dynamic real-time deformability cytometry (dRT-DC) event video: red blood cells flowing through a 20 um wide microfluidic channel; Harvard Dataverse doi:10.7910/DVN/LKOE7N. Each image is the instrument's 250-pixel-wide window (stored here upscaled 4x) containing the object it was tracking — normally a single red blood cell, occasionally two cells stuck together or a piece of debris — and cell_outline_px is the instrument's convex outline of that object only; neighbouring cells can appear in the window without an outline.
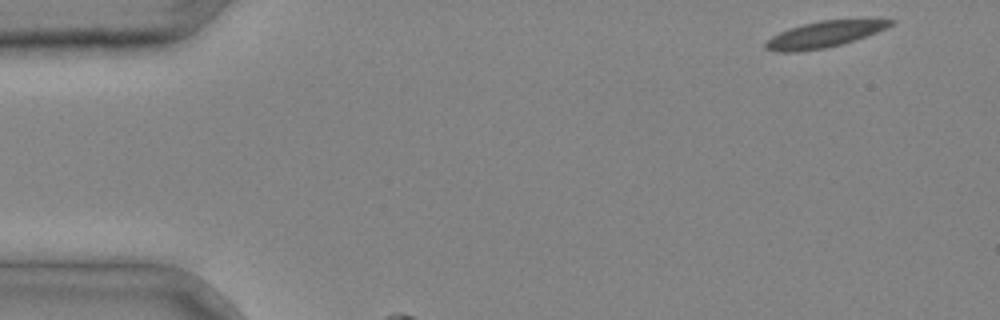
{"species": "common noctule bat (a hibernating species)", "species_latin": "Nyctalus noctula", "temperature_condition": "cold", "stored_images_in_passage": 8, "camera_frame_rate_fps": 3000, "um_per_image_px": 0.085, "animal": {"sex": "male", "body_mass_g": 20.4}, "frame": {"image": 1, "passage_image": 1, "time_ms": 0.0, "image_size_px": [1000, 320], "cell_outline_px": [[896, 20], [892, 24], [876, 32], [840, 44], [824, 48], [796, 52], [780, 52], [764, 48], [764, 40], [780, 32], [804, 24], [820, 20]], "centroid_in_image_um": [69.95, 2.94], "position_along_channel_um": 15.1, "area_um2": 18.44}}
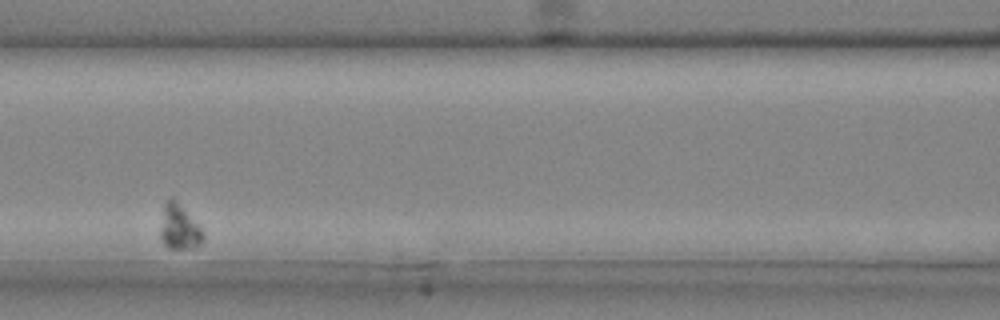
{"frame": {"image": 2, "passage_image": 4, "time_ms": 1.0, "image_size_px": [1000, 320], "cell_outline_px": [[204, 240], [200, 244], [188, 248], [168, 248], [164, 244], [160, 236], [160, 228], [164, 204], [168, 200], [176, 200], [204, 232]], "centroid_in_image_um": [15.23, 19.34], "position_along_channel_um": 151.4, "area_um2": 10.87}}
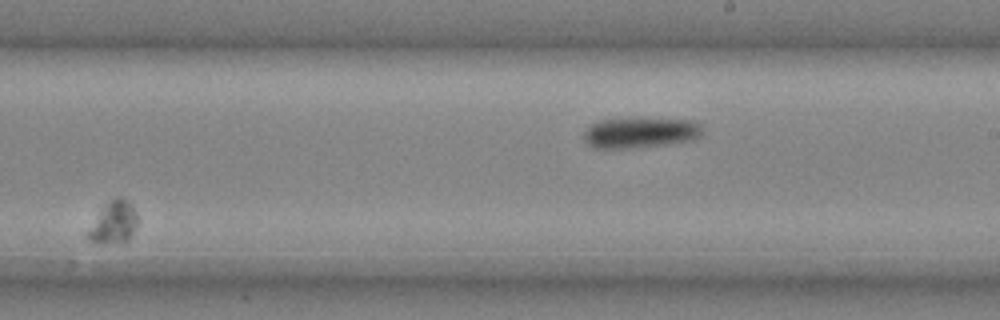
{"frame": {"image": 3, "passage_image": 7, "time_ms": 2.0, "image_size_px": [1000, 320], "cell_outline_px": [[140, 220], [128, 240], [96, 244], [88, 240], [84, 236], [84, 232], [100, 212], [116, 196], [120, 196], [136, 212]], "centroid_in_image_um": [9.61, 18.97], "position_along_channel_um": 279.4, "area_um2": 12.02}}